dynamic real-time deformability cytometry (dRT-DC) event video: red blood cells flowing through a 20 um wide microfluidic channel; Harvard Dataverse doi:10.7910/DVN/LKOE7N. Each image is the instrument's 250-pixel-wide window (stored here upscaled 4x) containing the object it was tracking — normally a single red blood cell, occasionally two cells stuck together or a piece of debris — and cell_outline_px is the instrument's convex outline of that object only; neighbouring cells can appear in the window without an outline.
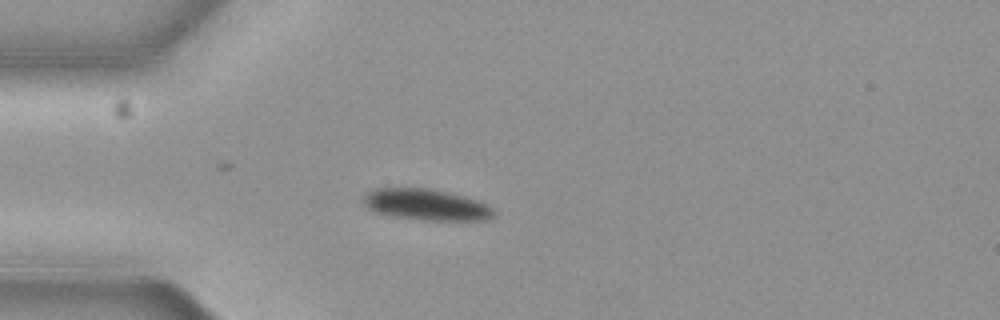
{"species": "common noctule bat (a hibernating species)", "species_latin": "Nyctalus noctula", "temperature_condition": "cold", "stored_images_in_passage": 22, "camera_frame_rate_fps": 3000, "um_per_image_px": 0.085, "animal": {"sex": "female", "body_mass_g": 19.3, "forearm_length_mm": 54.1}, "frame": {"image": 1, "passage_image": 1, "time_ms": 0.0, "image_size_px": [1000, 320], "cell_outline_px": [[496, 212], [488, 220], [424, 220], [388, 216], [376, 212], [368, 208], [364, 204], [364, 196], [368, 192], [376, 188], [428, 188], [448, 192], [464, 196], [488, 204]], "centroid_in_image_um": [36.23, 17.4], "position_along_channel_um": 48.8, "area_um2": 23.76}}
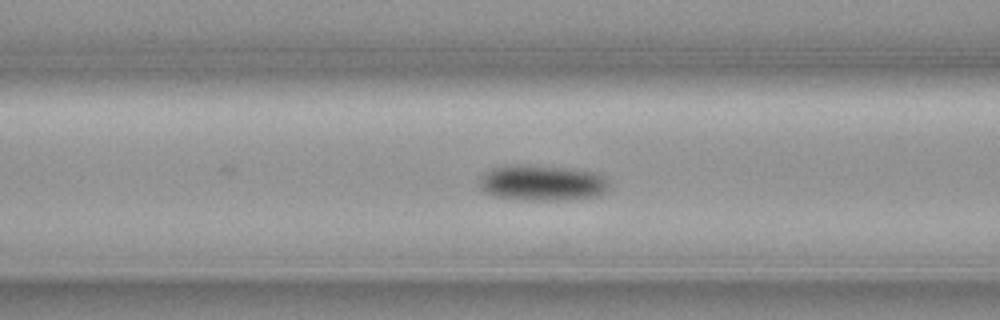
{"frame": {"image": 2, "passage_image": 8, "time_ms": 2.333, "image_size_px": [1000, 320], "cell_outline_px": [[612, 184], [600, 196], [560, 200], [524, 200], [492, 196], [484, 192], [480, 188], [480, 176], [484, 172], [492, 168], [516, 164], [520, 164], [564, 168], [596, 172], [608, 180]], "centroid_in_image_um": [46.08, 15.55], "position_along_channel_um": 120.5, "area_um2": 27.22}}
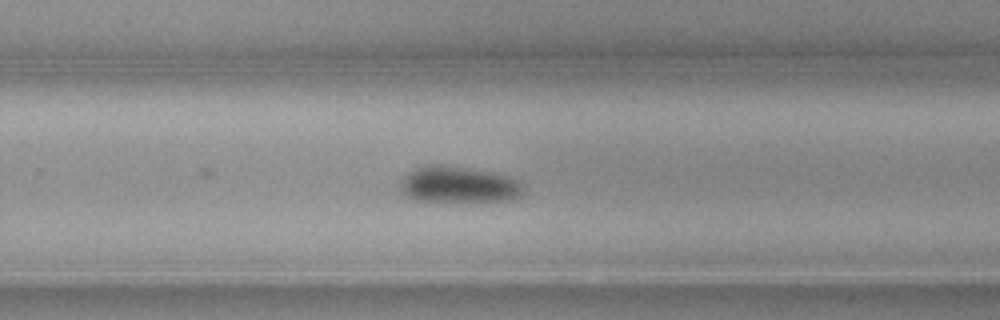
{"frame": {"image": 3, "passage_image": 22, "time_ms": 7.0, "image_size_px": [1000, 320], "cell_outline_px": [[524, 196], [504, 200], [472, 204], [452, 204], [412, 200], [404, 196], [400, 192], [400, 180], [412, 168], [424, 164], [440, 164], [468, 168], [508, 176], [516, 180], [524, 188]], "centroid_in_image_um": [38.9, 15.75], "position_along_channel_um": 290.9, "area_um2": 27.57}}